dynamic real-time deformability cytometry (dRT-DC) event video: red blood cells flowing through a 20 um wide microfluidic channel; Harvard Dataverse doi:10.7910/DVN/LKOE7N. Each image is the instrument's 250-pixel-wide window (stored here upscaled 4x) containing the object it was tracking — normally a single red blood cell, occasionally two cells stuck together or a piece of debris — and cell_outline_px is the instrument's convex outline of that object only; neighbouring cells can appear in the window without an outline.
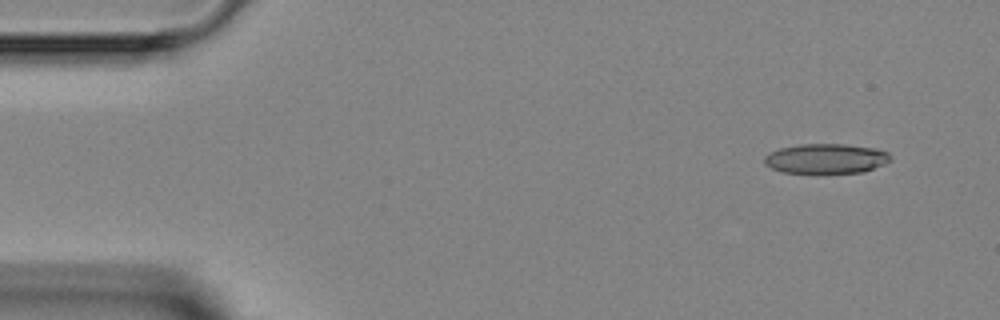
{"species": "Egyptian fruit bat (a non-hibernating species)", "species_latin": "Rousettus aegyptiacus", "temperature_condition": "room temperature", "stored_images_in_passage": 4, "segment_of_instrument_passage": [2, 2], "camera_frame_rate_fps": 3000, "um_per_image_px": 0.085, "animal": {"sex": "female"}, "frame": {"image": 1, "passage_image": 4, "time_ms": 3.333, "image_size_px": [1000, 320], "cell_outline_px": [[892, 160], [884, 164], [864, 172], [824, 176], [780, 172], [764, 164], [764, 156], [780, 148], [800, 144], [844, 144], [872, 148], [888, 152], [892, 156]], "centroid_in_image_um": [70.21, 13.54], "position_along_channel_um": 14.8, "area_um2": 22.89}}